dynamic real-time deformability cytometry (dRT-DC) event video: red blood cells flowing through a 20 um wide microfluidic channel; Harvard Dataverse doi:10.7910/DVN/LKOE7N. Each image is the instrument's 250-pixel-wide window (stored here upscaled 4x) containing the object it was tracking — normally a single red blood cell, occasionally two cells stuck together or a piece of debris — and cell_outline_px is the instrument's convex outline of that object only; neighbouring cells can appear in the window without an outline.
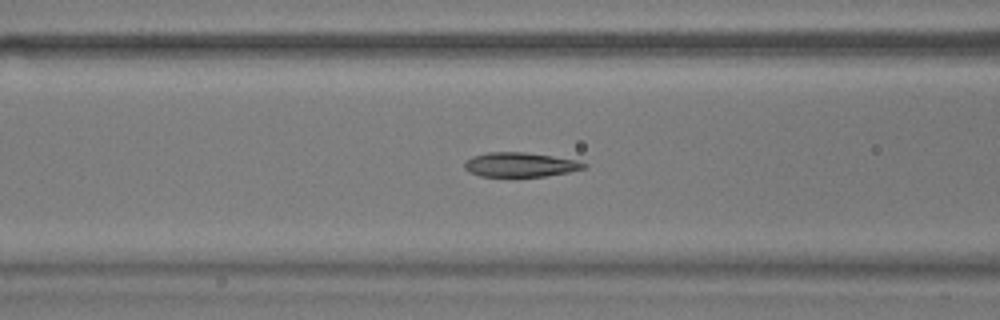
{"species": "common noctule bat (a hibernating species)", "species_latin": "Nyctalus noctula", "temperature_condition": "warm", "stored_images_in_passage": 52, "camera_frame_rate_fps": 3000, "um_per_image_px": 0.085, "animal": {"sex": "male", "body_mass_g": 17.9}, "frame": {"image": 1, "passage_image": 18, "time_ms": 5.667, "image_size_px": [1000, 320], "cell_outline_px": [[588, 168], [568, 172], [544, 176], [480, 176], [468, 172], [464, 168], [464, 164], [472, 156], [488, 152], [524, 152], [552, 156], [576, 160], [588, 164]], "centroid_in_image_um": [44.23, 13.99], "position_along_channel_um": 122.4, "area_um2": 16.94}}
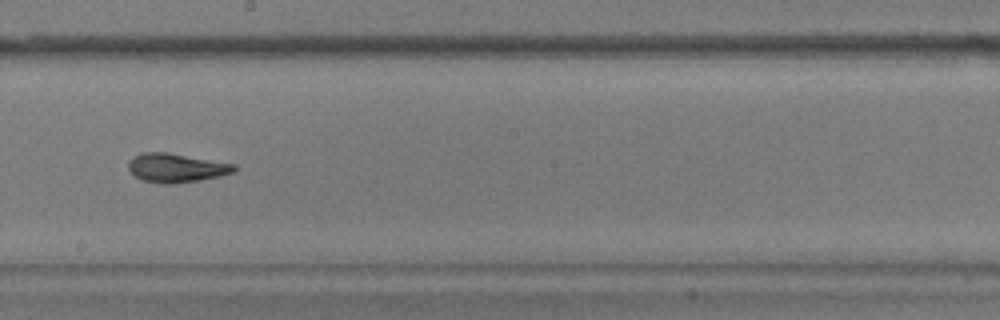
{"frame": {"image": 2, "passage_image": 27, "time_ms": 8.667, "image_size_px": [1000, 320], "cell_outline_px": [[236, 168], [232, 172], [220, 176], [172, 184], [164, 184], [140, 180], [128, 168], [128, 164], [132, 156], [144, 152], [168, 152], [236, 164]], "centroid_in_image_um": [14.95, 14.26], "position_along_channel_um": 233.2, "area_um2": 17.74}}
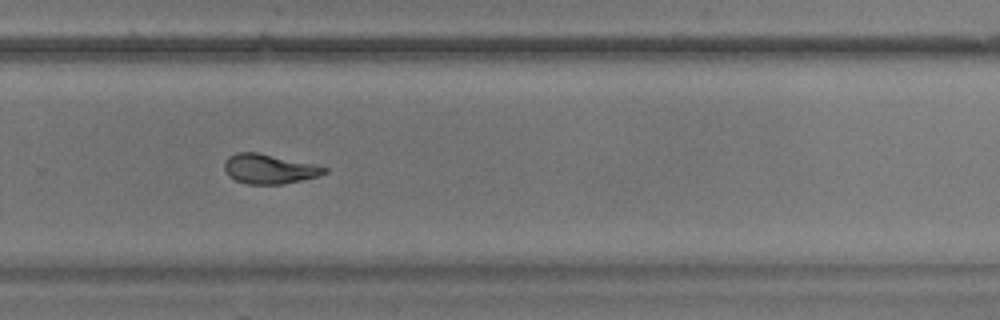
{"frame": {"image": 3, "passage_image": 33, "time_ms": 10.667, "image_size_px": [1000, 320], "cell_outline_px": [[328, 172], [316, 176], [284, 184], [248, 184], [236, 180], [228, 176], [224, 168], [224, 164], [228, 156], [236, 152], [256, 152], [316, 164], [328, 168]], "centroid_in_image_um": [22.87, 14.35], "position_along_channel_um": 306.9, "area_um2": 17.22}, "authors_computed_cell_mechanics": {"area_um2": 17.8602, "velocity_mm_per_s": 3.6966, "shape_relaxation_time_tau1_ms": 4.1097, "shape_relaxation_time_tau2_ms": 1.4818, "deformation_change_tau1": 0.1548, "deformation_change_tau2": 0.0687}}